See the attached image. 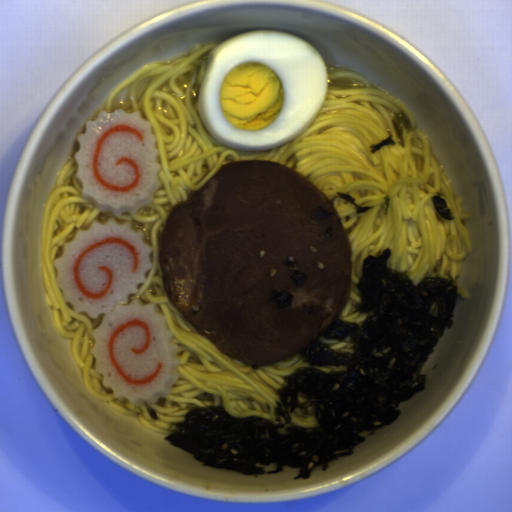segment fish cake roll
Returning <instances> with one entry per match:
<instances>
[{"instance_id": "1", "label": "fish cake roll", "mask_w": 512, "mask_h": 512, "mask_svg": "<svg viewBox=\"0 0 512 512\" xmlns=\"http://www.w3.org/2000/svg\"><path fill=\"white\" fill-rule=\"evenodd\" d=\"M74 159L81 197L110 213L76 229L53 261L63 301L100 324L91 331L90 353L105 389L134 406L169 396L180 373L174 333L155 303L129 296L153 266L144 230L122 213L153 202L163 184L156 136L141 111H99L84 123Z\"/></svg>"}]
</instances>
